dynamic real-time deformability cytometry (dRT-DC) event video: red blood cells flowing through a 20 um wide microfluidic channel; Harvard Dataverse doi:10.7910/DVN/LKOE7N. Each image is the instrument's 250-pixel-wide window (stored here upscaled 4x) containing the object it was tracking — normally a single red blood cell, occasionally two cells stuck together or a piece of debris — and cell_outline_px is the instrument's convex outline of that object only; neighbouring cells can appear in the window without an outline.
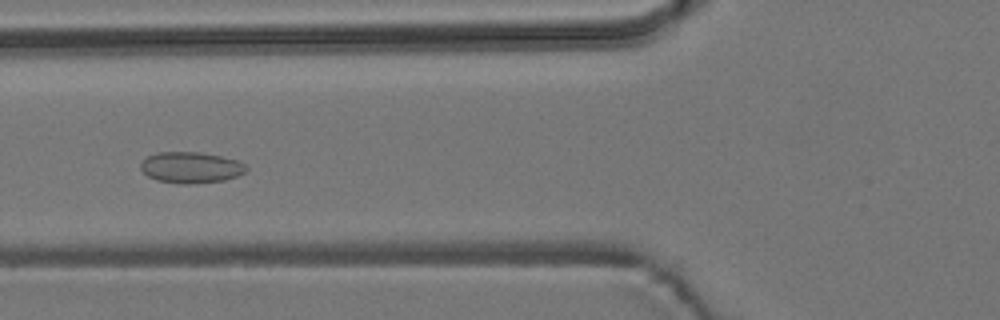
{"species": "common noctule bat (a hibernating species)", "species_latin": "Nyctalus noctula", "temperature_condition": "room temperature", "stored_images_in_passage": 8, "camera_frame_rate_fps": 3000, "um_per_image_px": 0.085, "animal": {"sex": "male", "body_mass_g": 19.2, "forearm_length_mm": 51.8}, "frame": {"image": 1, "passage_image": 5, "time_ms": 6.333, "image_size_px": [1000, 320], "cell_outline_px": [[248, 168], [244, 172], [236, 176], [224, 180], [192, 184], [180, 184], [156, 180], [148, 176], [140, 168], [140, 164], [148, 156], [156, 152], [200, 152], [220, 156], [236, 160], [244, 164]], "centroid_in_image_um": [16.2, 14.24], "position_along_channel_um": 109.6, "area_um2": 19.07}}
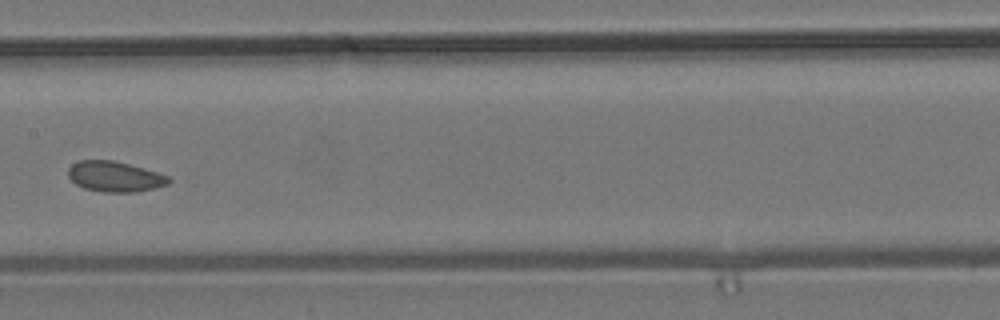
{"frame": {"image": 2, "passage_image": 7, "time_ms": 8.667, "image_size_px": [1000, 320], "cell_outline_px": [[172, 180], [168, 184], [136, 192], [104, 192], [84, 188], [76, 184], [68, 176], [68, 168], [72, 164], [80, 160], [112, 160], [128, 164], [156, 172], [168, 176]], "centroid_in_image_um": [9.74, 15.01], "position_along_channel_um": 197.7, "area_um2": 17.63}}
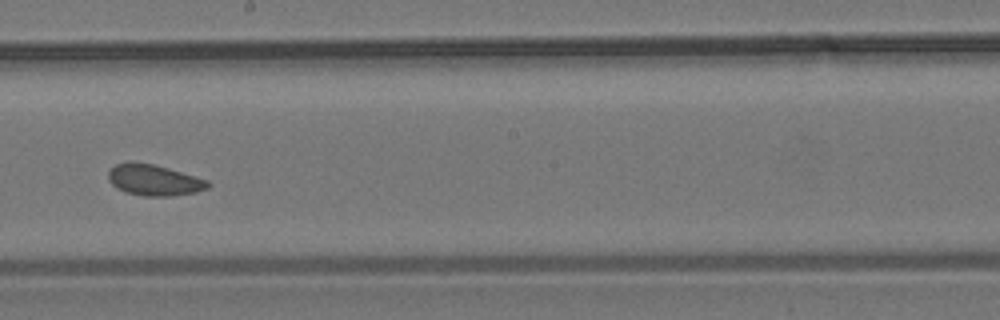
{"frame": {"image": 3, "passage_image": 8, "time_ms": 9.667, "image_size_px": [1000, 320], "cell_outline_px": [[212, 184], [208, 188], [196, 192], [172, 196], [144, 196], [124, 192], [116, 188], [108, 180], [108, 172], [116, 164], [128, 160], [132, 160], [152, 164], [168, 168], [208, 180]], "centroid_in_image_um": [13.07, 15.3], "position_along_channel_um": 235.1, "area_um2": 18.26}}